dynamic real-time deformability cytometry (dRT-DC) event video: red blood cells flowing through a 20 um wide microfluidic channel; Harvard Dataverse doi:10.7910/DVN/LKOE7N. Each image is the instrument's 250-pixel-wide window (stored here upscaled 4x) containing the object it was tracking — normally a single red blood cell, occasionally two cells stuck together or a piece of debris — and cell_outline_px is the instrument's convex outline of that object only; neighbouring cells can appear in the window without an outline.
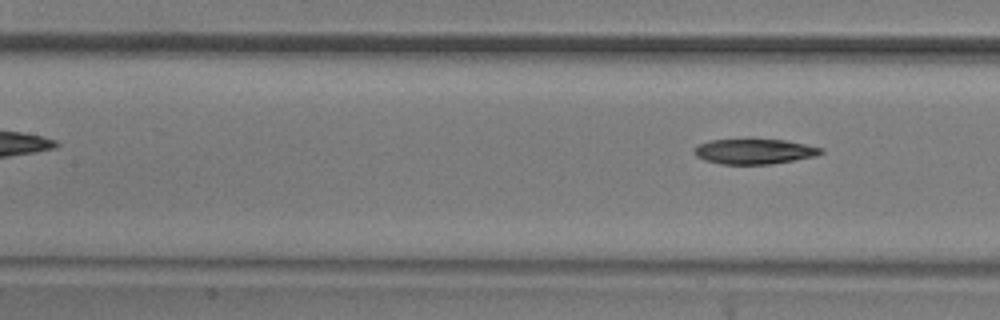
{"species": "common noctule bat (a hibernating species)", "species_latin": "Nyctalus noctula", "temperature_condition": "room temperature", "stored_images_in_passage": 5, "camera_frame_rate_fps": 3000, "um_per_image_px": 0.085, "animal": {"sex": "male", "body_mass_g": 20.5, "forearm_length_mm": 52.5}, "frame": {"image": 1, "passage_image": 5, "time_ms": 1.333, "image_size_px": [1000, 320], "cell_outline_px": [[824, 152], [816, 156], [772, 164], [720, 164], [704, 160], [696, 156], [692, 152], [692, 148], [696, 144], [708, 140], [784, 140], [824, 148]], "centroid_in_image_um": [64.06, 12.88], "position_along_channel_um": 143.3, "area_um2": 18.67}}